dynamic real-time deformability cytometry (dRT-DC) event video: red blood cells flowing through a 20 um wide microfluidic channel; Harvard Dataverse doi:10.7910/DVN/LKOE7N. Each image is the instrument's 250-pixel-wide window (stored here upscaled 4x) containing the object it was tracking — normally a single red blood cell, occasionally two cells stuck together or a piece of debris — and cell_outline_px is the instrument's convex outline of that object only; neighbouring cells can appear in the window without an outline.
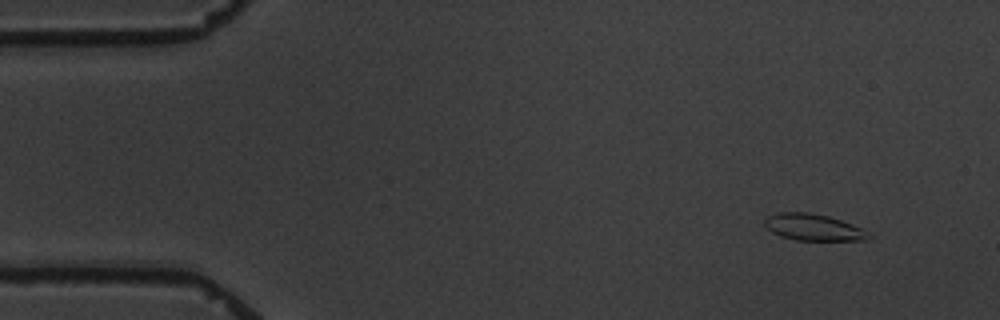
{"species": "common noctule bat (a hibernating species)", "species_latin": "Nyctalus noctula", "temperature_condition": "warm", "stored_images_in_passage": 10, "camera_frame_rate_fps": 3000, "um_per_image_px": 0.085, "animal": {"sex": "male", "body_mass_g": 19.5, "forearm_length_mm": 54.6}, "frame": {"image": 1, "passage_image": 1, "time_ms": 0.0, "image_size_px": [1000, 320], "cell_outline_px": [[872, 236], [868, 240], [796, 240], [780, 236], [772, 232], [764, 224], [764, 220], [768, 216], [776, 212], [808, 212], [828, 216], [852, 224], [860, 228]], "centroid_in_image_um": [69.1, 19.32], "position_along_channel_um": 15.9, "area_um2": 16.01}}
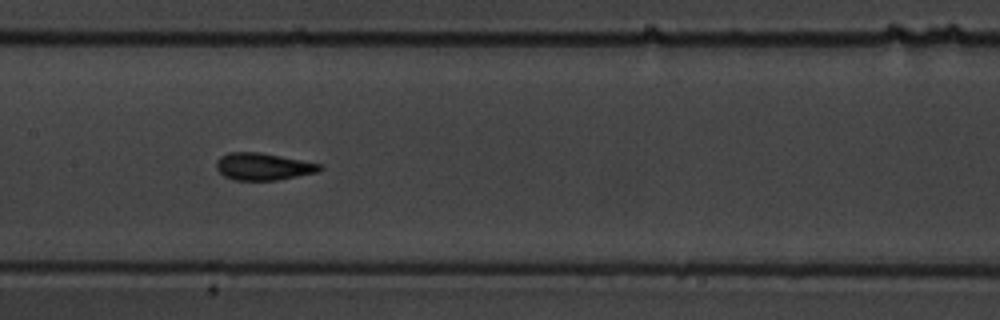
{"frame": {"image": 2, "passage_image": 7, "time_ms": 7.667, "image_size_px": [1000, 320], "cell_outline_px": [[324, 168], [316, 172], [276, 180], [236, 180], [224, 176], [216, 168], [216, 160], [220, 156], [228, 152], [260, 152], [324, 164]], "centroid_in_image_um": [22.37, 14.14], "position_along_channel_um": 185.0, "area_um2": 16.42}}
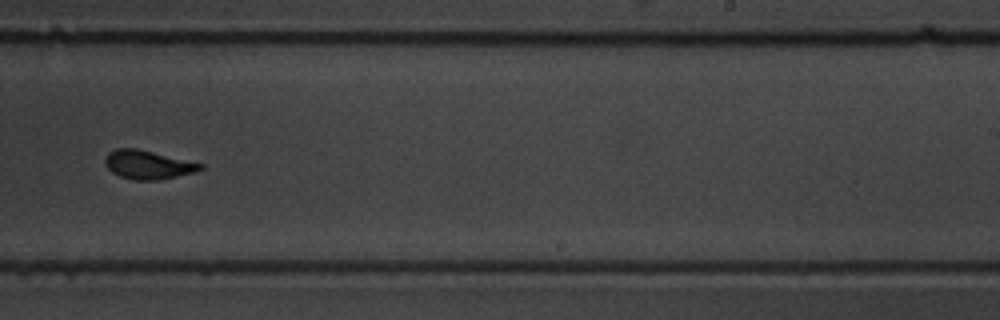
{"frame": {"image": 3, "passage_image": 9, "time_ms": 10.333, "image_size_px": [1000, 320], "cell_outline_px": [[204, 168], [196, 172], [160, 180], [136, 180], [120, 176], [112, 172], [104, 164], [104, 160], [108, 152], [116, 148], [136, 148], [204, 164]], "centroid_in_image_um": [12.57, 14.0], "position_along_channel_um": 276.4, "area_um2": 15.95}}